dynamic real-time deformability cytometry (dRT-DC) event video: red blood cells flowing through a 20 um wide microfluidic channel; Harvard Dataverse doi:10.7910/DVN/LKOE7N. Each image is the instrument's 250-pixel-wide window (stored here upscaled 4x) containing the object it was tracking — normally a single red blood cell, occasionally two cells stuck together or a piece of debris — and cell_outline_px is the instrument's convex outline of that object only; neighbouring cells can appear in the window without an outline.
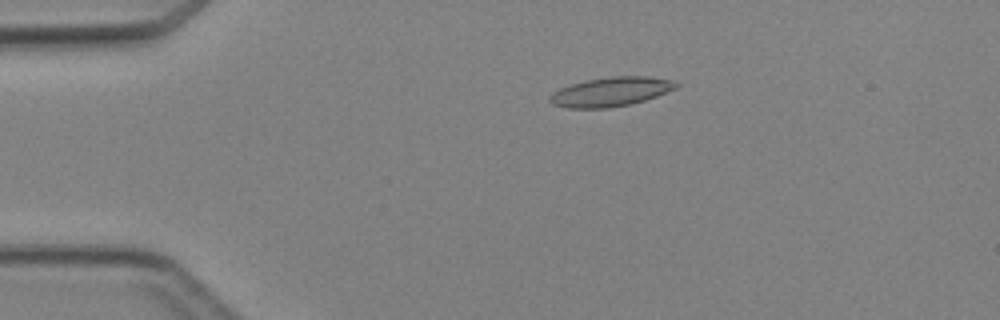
{"species": "Egyptian fruit bat (a non-hibernating species)", "species_latin": "Rousettus aegyptiacus", "temperature_condition": "cold", "stored_images_in_passage": 46, "camera_frame_rate_fps": 3000, "um_per_image_px": 0.085, "animal": {"sex": "female"}, "frame": {"image": 1, "passage_image": 10, "time_ms": 3.0, "image_size_px": [1000, 320], "cell_outline_px": [[680, 84], [676, 88], [656, 96], [632, 104], [608, 108], [568, 108], [552, 104], [548, 100], [548, 96], [552, 92], [568, 84], [588, 80], [612, 76], [648, 76], [676, 80]], "centroid_in_image_um": [51.91, 7.79], "position_along_channel_um": 33.1, "area_um2": 21.73}}
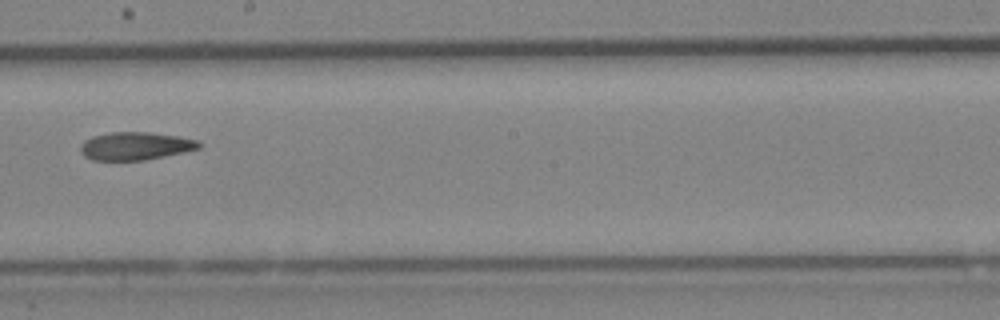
{"frame": {"image": 2, "passage_image": 27, "time_ms": 8.667, "image_size_px": [1000, 320], "cell_outline_px": [[200, 148], [184, 152], [144, 160], [92, 160], [84, 156], [80, 152], [80, 144], [84, 140], [92, 136], [112, 132], [148, 132], [180, 136], [196, 140], [200, 144]], "centroid_in_image_um": [11.47, 12.41], "position_along_channel_um": 236.7, "area_um2": 19.31}}
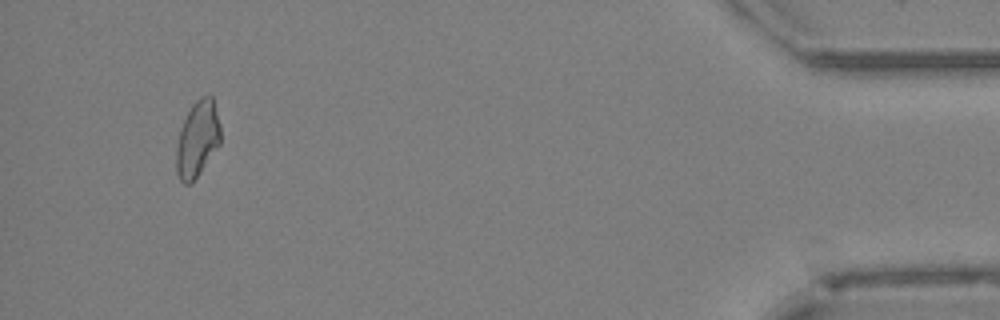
{"frame": {"image": 3, "passage_image": 44, "time_ms": 14.333, "image_size_px": [1000, 320], "cell_outline_px": [[220, 144], [192, 184], [184, 184], [180, 180], [176, 172], [176, 148], [180, 128], [192, 104], [196, 100], [204, 96], [212, 96], [220, 124]], "centroid_in_image_um": [16.77, 11.85], "position_along_channel_um": 418.4, "area_um2": 19.59}}